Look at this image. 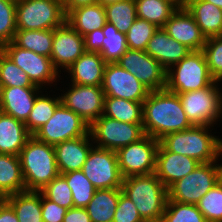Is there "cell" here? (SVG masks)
I'll list each match as a JSON object with an SVG mask.
<instances>
[{
	"label": "cell",
	"mask_w": 222,
	"mask_h": 222,
	"mask_svg": "<svg viewBox=\"0 0 222 222\" xmlns=\"http://www.w3.org/2000/svg\"><path fill=\"white\" fill-rule=\"evenodd\" d=\"M142 112L145 135L156 140L193 126L183 110L179 95L166 88L150 91L143 101Z\"/></svg>",
	"instance_id": "6da1fadb"
},
{
	"label": "cell",
	"mask_w": 222,
	"mask_h": 222,
	"mask_svg": "<svg viewBox=\"0 0 222 222\" xmlns=\"http://www.w3.org/2000/svg\"><path fill=\"white\" fill-rule=\"evenodd\" d=\"M211 127L193 125L186 130L169 133L159 142L167 151L192 157L200 163L220 161L222 138L212 134Z\"/></svg>",
	"instance_id": "7a4b0ae2"
},
{
	"label": "cell",
	"mask_w": 222,
	"mask_h": 222,
	"mask_svg": "<svg viewBox=\"0 0 222 222\" xmlns=\"http://www.w3.org/2000/svg\"><path fill=\"white\" fill-rule=\"evenodd\" d=\"M121 189L134 202L144 222L161 221L168 192L154 173L125 177Z\"/></svg>",
	"instance_id": "3957f363"
},
{
	"label": "cell",
	"mask_w": 222,
	"mask_h": 222,
	"mask_svg": "<svg viewBox=\"0 0 222 222\" xmlns=\"http://www.w3.org/2000/svg\"><path fill=\"white\" fill-rule=\"evenodd\" d=\"M18 156L26 191H40L60 174L54 146L37 140L33 135Z\"/></svg>",
	"instance_id": "277c9868"
},
{
	"label": "cell",
	"mask_w": 222,
	"mask_h": 222,
	"mask_svg": "<svg viewBox=\"0 0 222 222\" xmlns=\"http://www.w3.org/2000/svg\"><path fill=\"white\" fill-rule=\"evenodd\" d=\"M214 81L202 50L191 51L166 72V89L176 94L203 89Z\"/></svg>",
	"instance_id": "5b68a950"
},
{
	"label": "cell",
	"mask_w": 222,
	"mask_h": 222,
	"mask_svg": "<svg viewBox=\"0 0 222 222\" xmlns=\"http://www.w3.org/2000/svg\"><path fill=\"white\" fill-rule=\"evenodd\" d=\"M217 163H200L167 189V200L196 205L222 179V162Z\"/></svg>",
	"instance_id": "8992f818"
},
{
	"label": "cell",
	"mask_w": 222,
	"mask_h": 222,
	"mask_svg": "<svg viewBox=\"0 0 222 222\" xmlns=\"http://www.w3.org/2000/svg\"><path fill=\"white\" fill-rule=\"evenodd\" d=\"M220 83L215 80L203 89L178 94L183 110L192 125L214 128V125L220 121L222 118Z\"/></svg>",
	"instance_id": "52a82bcc"
},
{
	"label": "cell",
	"mask_w": 222,
	"mask_h": 222,
	"mask_svg": "<svg viewBox=\"0 0 222 222\" xmlns=\"http://www.w3.org/2000/svg\"><path fill=\"white\" fill-rule=\"evenodd\" d=\"M65 21L59 0H16L17 30H54Z\"/></svg>",
	"instance_id": "ba28073f"
},
{
	"label": "cell",
	"mask_w": 222,
	"mask_h": 222,
	"mask_svg": "<svg viewBox=\"0 0 222 222\" xmlns=\"http://www.w3.org/2000/svg\"><path fill=\"white\" fill-rule=\"evenodd\" d=\"M94 146L117 151L145 136L143 124H131L101 115L90 126Z\"/></svg>",
	"instance_id": "9c48e42d"
},
{
	"label": "cell",
	"mask_w": 222,
	"mask_h": 222,
	"mask_svg": "<svg viewBox=\"0 0 222 222\" xmlns=\"http://www.w3.org/2000/svg\"><path fill=\"white\" fill-rule=\"evenodd\" d=\"M0 49L29 76L35 86L41 89L46 86H50V89L51 86L57 88L59 78L62 76L54 68L50 57L18 47L13 41L4 44Z\"/></svg>",
	"instance_id": "30bf717a"
},
{
	"label": "cell",
	"mask_w": 222,
	"mask_h": 222,
	"mask_svg": "<svg viewBox=\"0 0 222 222\" xmlns=\"http://www.w3.org/2000/svg\"><path fill=\"white\" fill-rule=\"evenodd\" d=\"M89 126L79 115L61 103L54 115L33 136L41 142L54 146L63 141L87 135Z\"/></svg>",
	"instance_id": "8fae6325"
},
{
	"label": "cell",
	"mask_w": 222,
	"mask_h": 222,
	"mask_svg": "<svg viewBox=\"0 0 222 222\" xmlns=\"http://www.w3.org/2000/svg\"><path fill=\"white\" fill-rule=\"evenodd\" d=\"M159 144V140L145 135L139 141L118 149L116 154L122 177L154 173Z\"/></svg>",
	"instance_id": "7c38bea8"
},
{
	"label": "cell",
	"mask_w": 222,
	"mask_h": 222,
	"mask_svg": "<svg viewBox=\"0 0 222 222\" xmlns=\"http://www.w3.org/2000/svg\"><path fill=\"white\" fill-rule=\"evenodd\" d=\"M96 189L121 188V175L116 151L93 146L82 168Z\"/></svg>",
	"instance_id": "4fadbf2b"
},
{
	"label": "cell",
	"mask_w": 222,
	"mask_h": 222,
	"mask_svg": "<svg viewBox=\"0 0 222 222\" xmlns=\"http://www.w3.org/2000/svg\"><path fill=\"white\" fill-rule=\"evenodd\" d=\"M65 89V91L62 89L65 93L60 95L61 103L89 125L103 115L105 94L101 86L70 84L69 82V87Z\"/></svg>",
	"instance_id": "5bb4252c"
},
{
	"label": "cell",
	"mask_w": 222,
	"mask_h": 222,
	"mask_svg": "<svg viewBox=\"0 0 222 222\" xmlns=\"http://www.w3.org/2000/svg\"><path fill=\"white\" fill-rule=\"evenodd\" d=\"M105 97L122 98L143 102L150 90L117 62L107 63L101 85Z\"/></svg>",
	"instance_id": "9a60e30c"
},
{
	"label": "cell",
	"mask_w": 222,
	"mask_h": 222,
	"mask_svg": "<svg viewBox=\"0 0 222 222\" xmlns=\"http://www.w3.org/2000/svg\"><path fill=\"white\" fill-rule=\"evenodd\" d=\"M117 63L133 74L150 91L166 88L167 70L145 51L127 49Z\"/></svg>",
	"instance_id": "2e32d148"
},
{
	"label": "cell",
	"mask_w": 222,
	"mask_h": 222,
	"mask_svg": "<svg viewBox=\"0 0 222 222\" xmlns=\"http://www.w3.org/2000/svg\"><path fill=\"white\" fill-rule=\"evenodd\" d=\"M85 52L84 37L66 21L54 29L53 47L50 55L54 68L61 70L70 67Z\"/></svg>",
	"instance_id": "e0dca14e"
},
{
	"label": "cell",
	"mask_w": 222,
	"mask_h": 222,
	"mask_svg": "<svg viewBox=\"0 0 222 222\" xmlns=\"http://www.w3.org/2000/svg\"><path fill=\"white\" fill-rule=\"evenodd\" d=\"M162 28L191 51L202 50L206 43L207 38L186 8L177 9Z\"/></svg>",
	"instance_id": "ac0fdd59"
},
{
	"label": "cell",
	"mask_w": 222,
	"mask_h": 222,
	"mask_svg": "<svg viewBox=\"0 0 222 222\" xmlns=\"http://www.w3.org/2000/svg\"><path fill=\"white\" fill-rule=\"evenodd\" d=\"M200 162L196 159L167 151L159 144L154 174L168 189L173 183L192 172Z\"/></svg>",
	"instance_id": "d6986e66"
},
{
	"label": "cell",
	"mask_w": 222,
	"mask_h": 222,
	"mask_svg": "<svg viewBox=\"0 0 222 222\" xmlns=\"http://www.w3.org/2000/svg\"><path fill=\"white\" fill-rule=\"evenodd\" d=\"M0 88V111L24 123L30 115L37 95L44 90L39 87L18 86Z\"/></svg>",
	"instance_id": "ffe728a7"
},
{
	"label": "cell",
	"mask_w": 222,
	"mask_h": 222,
	"mask_svg": "<svg viewBox=\"0 0 222 222\" xmlns=\"http://www.w3.org/2000/svg\"><path fill=\"white\" fill-rule=\"evenodd\" d=\"M94 146L90 132L82 137L54 145L58 171L64 174L82 170L89 151Z\"/></svg>",
	"instance_id": "44dd1931"
},
{
	"label": "cell",
	"mask_w": 222,
	"mask_h": 222,
	"mask_svg": "<svg viewBox=\"0 0 222 222\" xmlns=\"http://www.w3.org/2000/svg\"><path fill=\"white\" fill-rule=\"evenodd\" d=\"M106 62L99 52H84L65 71L71 83L88 86H101Z\"/></svg>",
	"instance_id": "7402d4cb"
},
{
	"label": "cell",
	"mask_w": 222,
	"mask_h": 222,
	"mask_svg": "<svg viewBox=\"0 0 222 222\" xmlns=\"http://www.w3.org/2000/svg\"><path fill=\"white\" fill-rule=\"evenodd\" d=\"M145 52L168 70L171 66L185 58L191 50L168 36L163 28H158L148 42Z\"/></svg>",
	"instance_id": "603a6c76"
},
{
	"label": "cell",
	"mask_w": 222,
	"mask_h": 222,
	"mask_svg": "<svg viewBox=\"0 0 222 222\" xmlns=\"http://www.w3.org/2000/svg\"><path fill=\"white\" fill-rule=\"evenodd\" d=\"M31 136L24 122L0 111V153L18 156Z\"/></svg>",
	"instance_id": "cb8c5ba5"
},
{
	"label": "cell",
	"mask_w": 222,
	"mask_h": 222,
	"mask_svg": "<svg viewBox=\"0 0 222 222\" xmlns=\"http://www.w3.org/2000/svg\"><path fill=\"white\" fill-rule=\"evenodd\" d=\"M185 8L206 38L222 35V10L219 7L204 0H186Z\"/></svg>",
	"instance_id": "d4e9b609"
},
{
	"label": "cell",
	"mask_w": 222,
	"mask_h": 222,
	"mask_svg": "<svg viewBox=\"0 0 222 222\" xmlns=\"http://www.w3.org/2000/svg\"><path fill=\"white\" fill-rule=\"evenodd\" d=\"M66 22L84 37L105 26L106 11L104 6L99 3L81 6L66 15Z\"/></svg>",
	"instance_id": "484cf974"
},
{
	"label": "cell",
	"mask_w": 222,
	"mask_h": 222,
	"mask_svg": "<svg viewBox=\"0 0 222 222\" xmlns=\"http://www.w3.org/2000/svg\"><path fill=\"white\" fill-rule=\"evenodd\" d=\"M26 191L19 156L0 153V199Z\"/></svg>",
	"instance_id": "4316f807"
},
{
	"label": "cell",
	"mask_w": 222,
	"mask_h": 222,
	"mask_svg": "<svg viewBox=\"0 0 222 222\" xmlns=\"http://www.w3.org/2000/svg\"><path fill=\"white\" fill-rule=\"evenodd\" d=\"M121 192V188L96 189L85 207L91 222H112Z\"/></svg>",
	"instance_id": "83f0119b"
},
{
	"label": "cell",
	"mask_w": 222,
	"mask_h": 222,
	"mask_svg": "<svg viewBox=\"0 0 222 222\" xmlns=\"http://www.w3.org/2000/svg\"><path fill=\"white\" fill-rule=\"evenodd\" d=\"M4 200L13 208L19 222H43L40 191L16 193Z\"/></svg>",
	"instance_id": "f1b7e54d"
},
{
	"label": "cell",
	"mask_w": 222,
	"mask_h": 222,
	"mask_svg": "<svg viewBox=\"0 0 222 222\" xmlns=\"http://www.w3.org/2000/svg\"><path fill=\"white\" fill-rule=\"evenodd\" d=\"M143 102L105 97L103 115L121 122L143 124Z\"/></svg>",
	"instance_id": "f546056e"
},
{
	"label": "cell",
	"mask_w": 222,
	"mask_h": 222,
	"mask_svg": "<svg viewBox=\"0 0 222 222\" xmlns=\"http://www.w3.org/2000/svg\"><path fill=\"white\" fill-rule=\"evenodd\" d=\"M54 30H16L13 42L23 49L50 57Z\"/></svg>",
	"instance_id": "4dcf8cb0"
},
{
	"label": "cell",
	"mask_w": 222,
	"mask_h": 222,
	"mask_svg": "<svg viewBox=\"0 0 222 222\" xmlns=\"http://www.w3.org/2000/svg\"><path fill=\"white\" fill-rule=\"evenodd\" d=\"M41 90L36 97L34 106L30 112V115L25 122L28 132L33 135L41 126L47 123V121L54 115L56 108L61 104L60 95H50L44 93ZM53 96V97H51Z\"/></svg>",
	"instance_id": "1f68e13d"
},
{
	"label": "cell",
	"mask_w": 222,
	"mask_h": 222,
	"mask_svg": "<svg viewBox=\"0 0 222 222\" xmlns=\"http://www.w3.org/2000/svg\"><path fill=\"white\" fill-rule=\"evenodd\" d=\"M136 15L158 28H162L170 16L177 10L165 0H135Z\"/></svg>",
	"instance_id": "d6a6232c"
},
{
	"label": "cell",
	"mask_w": 222,
	"mask_h": 222,
	"mask_svg": "<svg viewBox=\"0 0 222 222\" xmlns=\"http://www.w3.org/2000/svg\"><path fill=\"white\" fill-rule=\"evenodd\" d=\"M102 30L105 37L100 51L101 57L106 63H116L128 49L126 35L109 22L105 23Z\"/></svg>",
	"instance_id": "836d02e7"
},
{
	"label": "cell",
	"mask_w": 222,
	"mask_h": 222,
	"mask_svg": "<svg viewBox=\"0 0 222 222\" xmlns=\"http://www.w3.org/2000/svg\"><path fill=\"white\" fill-rule=\"evenodd\" d=\"M106 22L113 24L118 31L127 33L137 18L135 0H124L104 7Z\"/></svg>",
	"instance_id": "e575fe53"
},
{
	"label": "cell",
	"mask_w": 222,
	"mask_h": 222,
	"mask_svg": "<svg viewBox=\"0 0 222 222\" xmlns=\"http://www.w3.org/2000/svg\"><path fill=\"white\" fill-rule=\"evenodd\" d=\"M71 188L75 208H85L93 198L96 188L88 180L82 170L61 174Z\"/></svg>",
	"instance_id": "d590c367"
},
{
	"label": "cell",
	"mask_w": 222,
	"mask_h": 222,
	"mask_svg": "<svg viewBox=\"0 0 222 222\" xmlns=\"http://www.w3.org/2000/svg\"><path fill=\"white\" fill-rule=\"evenodd\" d=\"M37 87L29 76L0 49V87Z\"/></svg>",
	"instance_id": "8d00e7d4"
},
{
	"label": "cell",
	"mask_w": 222,
	"mask_h": 222,
	"mask_svg": "<svg viewBox=\"0 0 222 222\" xmlns=\"http://www.w3.org/2000/svg\"><path fill=\"white\" fill-rule=\"evenodd\" d=\"M160 222H207V220L196 205L167 200Z\"/></svg>",
	"instance_id": "74e56055"
},
{
	"label": "cell",
	"mask_w": 222,
	"mask_h": 222,
	"mask_svg": "<svg viewBox=\"0 0 222 222\" xmlns=\"http://www.w3.org/2000/svg\"><path fill=\"white\" fill-rule=\"evenodd\" d=\"M158 27L144 19L136 18L126 35L127 47L130 50L145 51Z\"/></svg>",
	"instance_id": "f35d334b"
},
{
	"label": "cell",
	"mask_w": 222,
	"mask_h": 222,
	"mask_svg": "<svg viewBox=\"0 0 222 222\" xmlns=\"http://www.w3.org/2000/svg\"><path fill=\"white\" fill-rule=\"evenodd\" d=\"M207 222H222V179L196 204Z\"/></svg>",
	"instance_id": "ab89813d"
},
{
	"label": "cell",
	"mask_w": 222,
	"mask_h": 222,
	"mask_svg": "<svg viewBox=\"0 0 222 222\" xmlns=\"http://www.w3.org/2000/svg\"><path fill=\"white\" fill-rule=\"evenodd\" d=\"M16 0H0V48L16 33Z\"/></svg>",
	"instance_id": "60d3db41"
},
{
	"label": "cell",
	"mask_w": 222,
	"mask_h": 222,
	"mask_svg": "<svg viewBox=\"0 0 222 222\" xmlns=\"http://www.w3.org/2000/svg\"><path fill=\"white\" fill-rule=\"evenodd\" d=\"M40 192L49 200L55 202L61 207L70 209L74 207L71 188L66 179L59 174L50 183H48Z\"/></svg>",
	"instance_id": "b9f144b4"
},
{
	"label": "cell",
	"mask_w": 222,
	"mask_h": 222,
	"mask_svg": "<svg viewBox=\"0 0 222 222\" xmlns=\"http://www.w3.org/2000/svg\"><path fill=\"white\" fill-rule=\"evenodd\" d=\"M211 76L216 80L222 81V35L212 36L206 39L202 49Z\"/></svg>",
	"instance_id": "7bdbcfd3"
},
{
	"label": "cell",
	"mask_w": 222,
	"mask_h": 222,
	"mask_svg": "<svg viewBox=\"0 0 222 222\" xmlns=\"http://www.w3.org/2000/svg\"><path fill=\"white\" fill-rule=\"evenodd\" d=\"M112 222H144L136 205L123 192L120 193Z\"/></svg>",
	"instance_id": "ee69618b"
},
{
	"label": "cell",
	"mask_w": 222,
	"mask_h": 222,
	"mask_svg": "<svg viewBox=\"0 0 222 222\" xmlns=\"http://www.w3.org/2000/svg\"><path fill=\"white\" fill-rule=\"evenodd\" d=\"M68 209L59 206L55 202L47 199L41 193V213L43 222H63Z\"/></svg>",
	"instance_id": "f6af8a7d"
},
{
	"label": "cell",
	"mask_w": 222,
	"mask_h": 222,
	"mask_svg": "<svg viewBox=\"0 0 222 222\" xmlns=\"http://www.w3.org/2000/svg\"><path fill=\"white\" fill-rule=\"evenodd\" d=\"M104 33L102 28L96 29L93 32L84 36V44L86 52H99L103 47Z\"/></svg>",
	"instance_id": "bcb514c9"
},
{
	"label": "cell",
	"mask_w": 222,
	"mask_h": 222,
	"mask_svg": "<svg viewBox=\"0 0 222 222\" xmlns=\"http://www.w3.org/2000/svg\"><path fill=\"white\" fill-rule=\"evenodd\" d=\"M63 222H91L85 208H70L64 216Z\"/></svg>",
	"instance_id": "7dc6e473"
},
{
	"label": "cell",
	"mask_w": 222,
	"mask_h": 222,
	"mask_svg": "<svg viewBox=\"0 0 222 222\" xmlns=\"http://www.w3.org/2000/svg\"><path fill=\"white\" fill-rule=\"evenodd\" d=\"M0 222H19L13 208L4 199H0Z\"/></svg>",
	"instance_id": "c3c4849f"
},
{
	"label": "cell",
	"mask_w": 222,
	"mask_h": 222,
	"mask_svg": "<svg viewBox=\"0 0 222 222\" xmlns=\"http://www.w3.org/2000/svg\"><path fill=\"white\" fill-rule=\"evenodd\" d=\"M98 0H65L63 2V8L65 15H67L71 10L81 6H87L97 3Z\"/></svg>",
	"instance_id": "681fc988"
},
{
	"label": "cell",
	"mask_w": 222,
	"mask_h": 222,
	"mask_svg": "<svg viewBox=\"0 0 222 222\" xmlns=\"http://www.w3.org/2000/svg\"><path fill=\"white\" fill-rule=\"evenodd\" d=\"M171 3L176 9L185 8L186 0H165Z\"/></svg>",
	"instance_id": "f907efd6"
},
{
	"label": "cell",
	"mask_w": 222,
	"mask_h": 222,
	"mask_svg": "<svg viewBox=\"0 0 222 222\" xmlns=\"http://www.w3.org/2000/svg\"><path fill=\"white\" fill-rule=\"evenodd\" d=\"M120 1H124V0H98L97 3L101 4L102 6H107L109 4H113L116 2H120Z\"/></svg>",
	"instance_id": "816d5d0a"
},
{
	"label": "cell",
	"mask_w": 222,
	"mask_h": 222,
	"mask_svg": "<svg viewBox=\"0 0 222 222\" xmlns=\"http://www.w3.org/2000/svg\"><path fill=\"white\" fill-rule=\"evenodd\" d=\"M210 2L211 4L219 7L222 10V0H204Z\"/></svg>",
	"instance_id": "f5cc1de1"
}]
</instances>
